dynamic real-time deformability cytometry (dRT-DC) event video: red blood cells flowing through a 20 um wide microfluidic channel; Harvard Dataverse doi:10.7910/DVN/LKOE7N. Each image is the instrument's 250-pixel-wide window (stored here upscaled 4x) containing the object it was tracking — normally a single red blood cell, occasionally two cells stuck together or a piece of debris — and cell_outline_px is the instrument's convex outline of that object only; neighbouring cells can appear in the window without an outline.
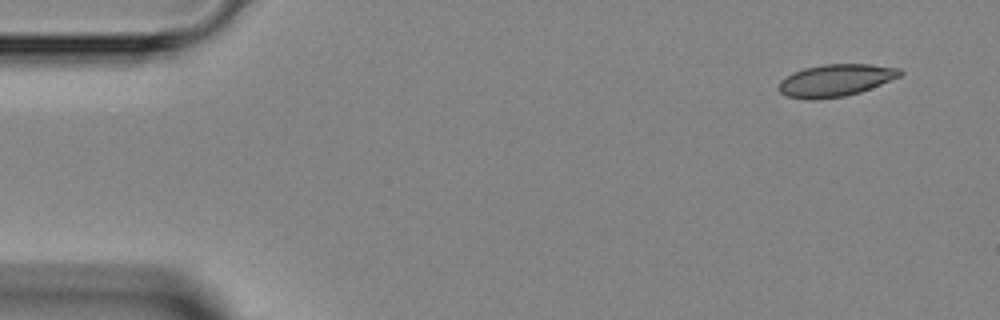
{"species": "Egyptian fruit bat (a non-hibernating species)", "species_latin": "Rousettus aegyptiacus", "temperature_condition": "room temperature", "stored_images_in_passage": 4, "camera_frame_rate_fps": 3000, "um_per_image_px": 0.085, "animal": {"sex": "female"}, "frame": {"image": 1, "passage_image": 1, "time_ms": 0.0, "image_size_px": [1000, 320], "cell_outline_px": [[904, 72], [900, 76], [860, 92], [844, 96], [820, 100], [804, 100], [784, 96], [776, 88], [780, 80], [792, 72], [804, 68], [824, 64], [868, 64], [900, 68]], "centroid_in_image_um": [70.95, 6.84], "position_along_channel_um": 14.1, "area_um2": 23.06}}
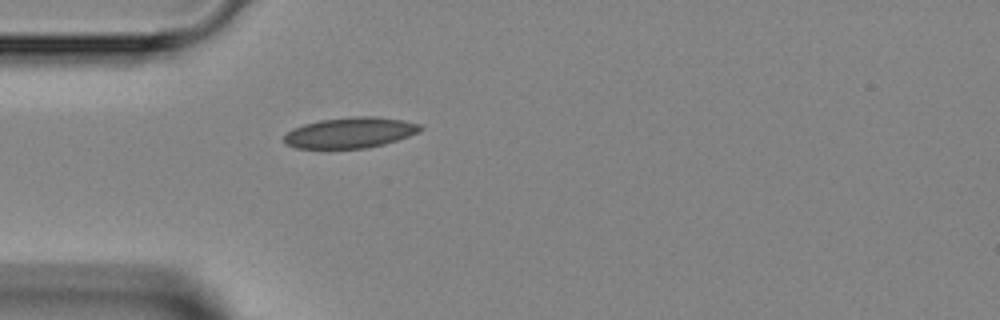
{"frame": {"image": 2, "passage_image": 4, "time_ms": 3.333, "image_size_px": [1000, 320], "cell_outline_px": [[424, 128], [420, 132], [384, 144], [368, 148], [296, 148], [284, 144], [284, 136], [292, 128], [304, 124], [320, 120], [352, 116], [376, 116], [404, 120], [424, 124]], "centroid_in_image_um": [29.81, 11.26], "position_along_channel_um": 55.2, "area_um2": 24.62}}